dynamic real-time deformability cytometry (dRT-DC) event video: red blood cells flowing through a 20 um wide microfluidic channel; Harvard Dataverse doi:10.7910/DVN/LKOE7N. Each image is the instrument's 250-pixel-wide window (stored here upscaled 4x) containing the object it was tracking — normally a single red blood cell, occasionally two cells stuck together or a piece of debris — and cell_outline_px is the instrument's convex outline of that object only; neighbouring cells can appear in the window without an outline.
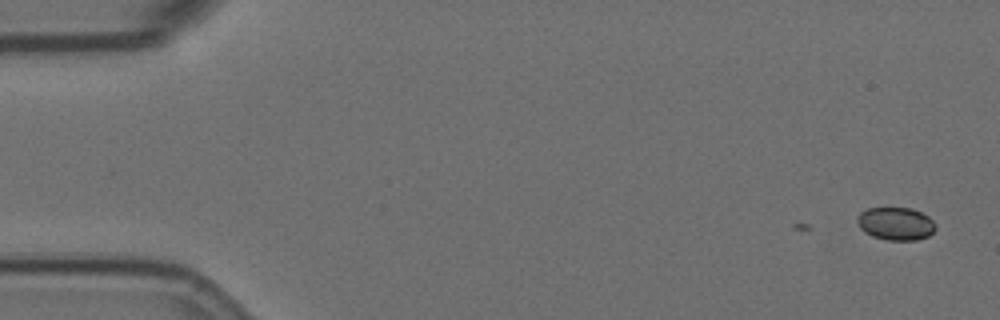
{"species": "Egyptian fruit bat (a non-hibernating species)", "species_latin": "Rousettus aegyptiacus", "temperature_condition": "room temperature", "stored_images_in_passage": 4, "camera_frame_rate_fps": 3000, "um_per_image_px": 0.085, "animal": {"sex": "female"}, "frame": {"image": 1, "passage_image": 4, "time_ms": 1.0, "image_size_px": [1000, 320], "cell_outline_px": [[936, 228], [928, 236], [916, 240], [888, 240], [872, 236], [864, 232], [860, 228], [856, 220], [856, 216], [860, 212], [868, 208], [912, 208], [928, 216], [936, 224]], "centroid_in_image_um": [76.12, 19.01], "position_along_channel_um": 8.9, "area_um2": 15.09}}